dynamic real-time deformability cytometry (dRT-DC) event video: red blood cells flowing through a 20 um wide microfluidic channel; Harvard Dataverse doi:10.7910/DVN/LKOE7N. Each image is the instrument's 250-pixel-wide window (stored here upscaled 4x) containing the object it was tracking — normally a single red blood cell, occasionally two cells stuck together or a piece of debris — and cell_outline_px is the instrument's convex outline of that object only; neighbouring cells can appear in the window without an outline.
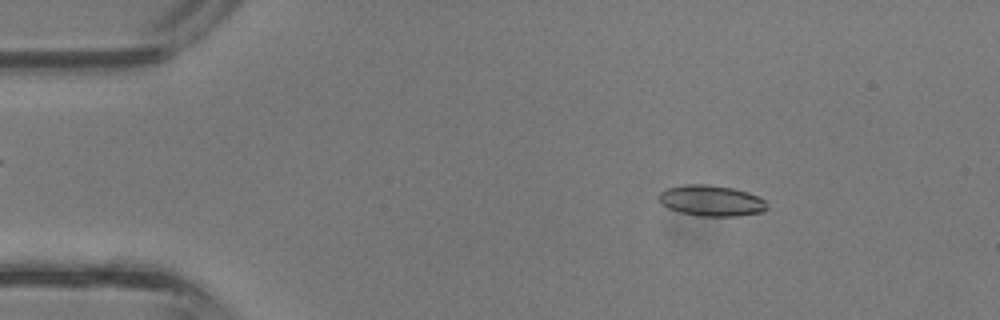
{"species": "common noctule bat (a hibernating species)", "species_latin": "Nyctalus noctula", "temperature_condition": "room temperature", "stored_images_in_passage": 36, "camera_frame_rate_fps": 3000, "um_per_image_px": 0.085, "animal": {"sex": "male", "body_mass_g": 13.3}, "frame": {"image": 1, "passage_image": 5, "time_ms": 1.333, "image_size_px": [1000, 320], "cell_outline_px": [[768, 208], [764, 212], [736, 216], [696, 216], [680, 212], [668, 208], [660, 204], [656, 200], [656, 196], [664, 188], [684, 184], [708, 184], [732, 188], [748, 192], [764, 200]], "centroid_in_image_um": [60.38, 17.05], "position_along_channel_um": 24.6, "area_um2": 19.83}}
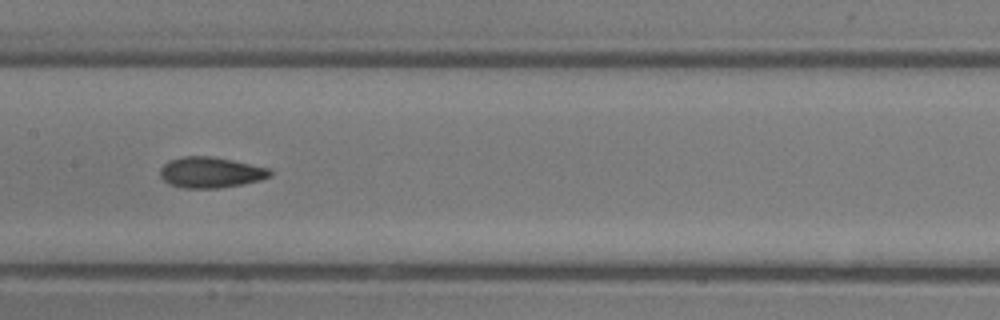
{"frame": {"image": 2, "passage_image": 18, "time_ms": 5.667, "image_size_px": [1000, 320], "cell_outline_px": [[272, 176], [260, 180], [220, 188], [184, 188], [168, 184], [160, 176], [160, 168], [168, 160], [184, 156], [212, 156], [272, 168]], "centroid_in_image_um": [17.91, 14.65], "position_along_channel_um": 189.5, "area_um2": 19.88}}
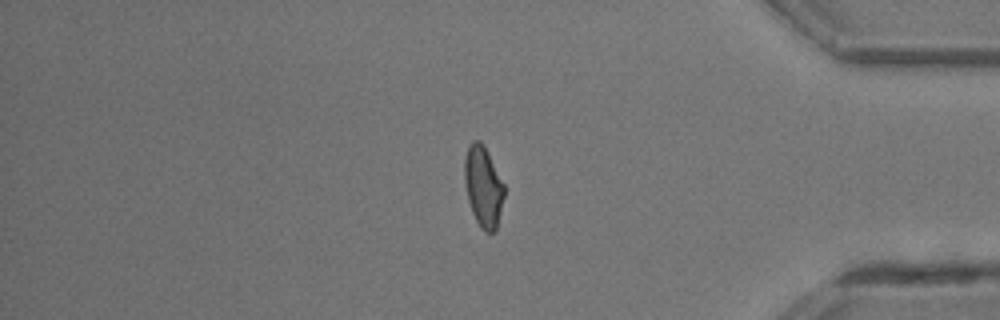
{"frame": {"image": 3, "passage_image": 31, "time_ms": 10.0, "image_size_px": [1000, 320], "cell_outline_px": [[504, 196], [496, 232], [484, 232], [480, 228], [472, 212], [468, 200], [464, 180], [464, 156], [468, 144], [472, 140], [480, 140], [484, 144], [504, 184]], "centroid_in_image_um": [41.06, 15.83], "position_along_channel_um": 394.1, "area_um2": 18.96}}